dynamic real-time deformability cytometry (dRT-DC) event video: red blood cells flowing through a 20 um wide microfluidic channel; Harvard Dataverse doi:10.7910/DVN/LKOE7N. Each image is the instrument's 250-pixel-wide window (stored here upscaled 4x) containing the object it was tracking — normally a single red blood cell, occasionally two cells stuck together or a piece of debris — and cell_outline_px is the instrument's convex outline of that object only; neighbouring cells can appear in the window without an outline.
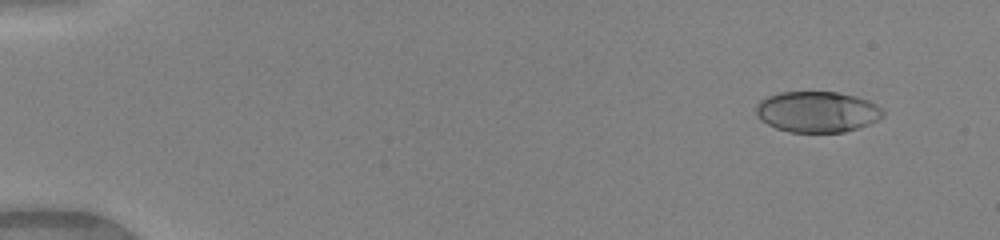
{"species": "human", "species_latin": "Homo sapiens", "temperature_condition": "warm", "stored_images_in_passage": 49, "camera_frame_rate_fps": 3000, "um_per_image_px": 0.085, "donor": {"sex": "female"}, "frame": {"image": 1, "passage_image": 4, "time_ms": 1.0, "image_size_px": [1000, 240], "cell_outline_px": [[884, 116], [868, 124], [844, 132], [788, 132], [776, 128], [760, 120], [756, 116], [756, 104], [760, 100], [768, 96], [780, 92], [836, 92], [856, 96], [868, 100], [876, 104], [884, 112]], "centroid_in_image_um": [69.43, 9.5], "position_along_channel_um": 15.6, "area_um2": 30.29}}
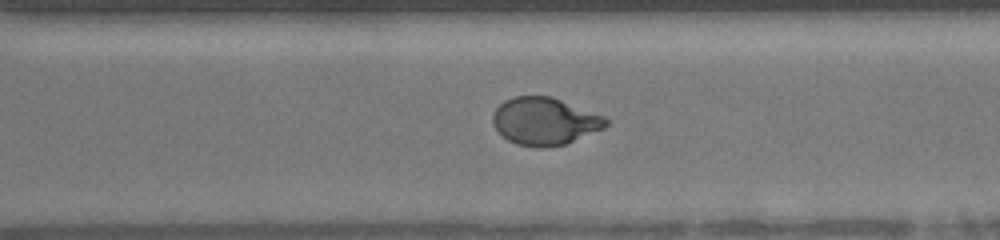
{"frame": {"image": 2, "passage_image": 36, "time_ms": 11.667, "image_size_px": [1000, 240], "cell_outline_px": [[608, 124], [604, 128], [564, 144], [544, 148], [540, 148], [516, 144], [508, 140], [492, 124], [492, 116], [496, 108], [504, 100], [516, 96], [552, 96], [604, 116], [608, 120]], "centroid_in_image_um": [46.28, 10.3], "position_along_channel_um": 324.3, "area_um2": 31.15}}
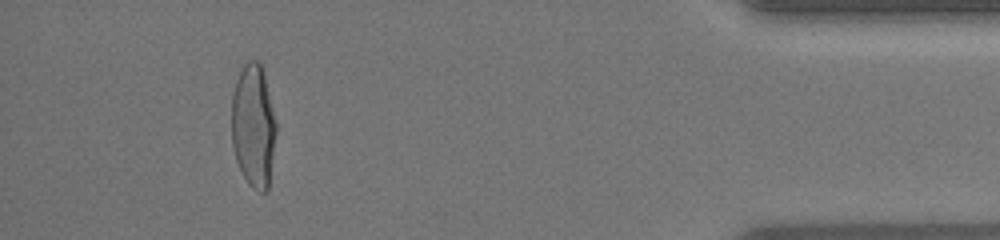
{"frame": {"image": 3, "passage_image": 46, "time_ms": 15.0, "image_size_px": [1000, 240], "cell_outline_px": [[276, 136], [268, 188], [264, 192], [260, 192], [252, 188], [248, 184], [236, 160], [232, 144], [232, 96], [236, 80], [244, 64], [248, 60], [260, 60], [276, 120]], "centroid_in_image_um": [21.54, 10.69], "position_along_channel_um": 413.7, "area_um2": 31.96}, "authors_computed_cell_mechanics": {"area_um2": 31.3854, "velocity_mm_per_s": 4.1393, "shape_relaxation_time_tau1_ms": 4.7257, "shape_relaxation_time_tau2_ms": null, "deformation_change_tau1": 0.2136, "deformation_change_tau2": null}}